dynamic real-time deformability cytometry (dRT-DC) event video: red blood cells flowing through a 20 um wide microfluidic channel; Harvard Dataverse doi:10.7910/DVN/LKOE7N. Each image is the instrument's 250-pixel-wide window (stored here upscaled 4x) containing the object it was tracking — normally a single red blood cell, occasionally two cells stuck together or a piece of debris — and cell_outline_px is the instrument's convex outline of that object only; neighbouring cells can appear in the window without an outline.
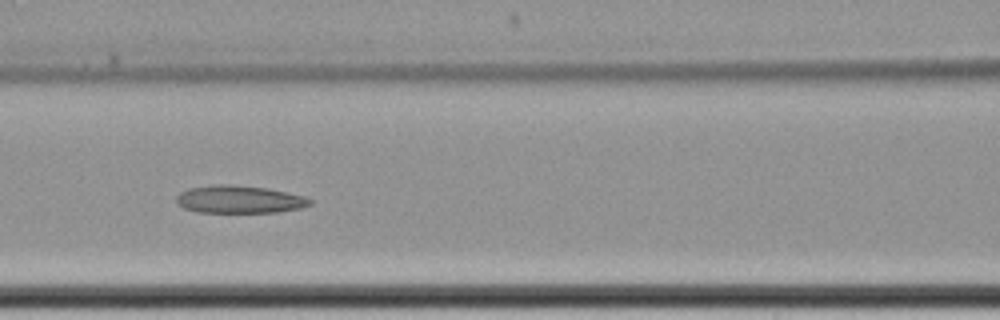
{"species": "common noctule bat (a hibernating species)", "species_latin": "Nyctalus noctula", "temperature_condition": "cold", "stored_images_in_passage": 9, "camera_frame_rate_fps": 3000, "um_per_image_px": 0.085, "animal": {"sex": "female", "body_mass_g": 22.7, "forearm_length_mm": 54.2}, "frame": {"image": 1, "passage_image": 8, "time_ms": 8.667, "image_size_px": [1000, 320], "cell_outline_px": [[312, 204], [300, 208], [276, 212], [196, 212], [184, 208], [176, 204], [176, 196], [180, 192], [188, 188], [212, 184], [232, 184], [268, 188], [288, 192], [304, 196], [312, 200]], "centroid_in_image_um": [20.31, 16.93], "position_along_channel_um": 146.3, "area_um2": 21.79}}
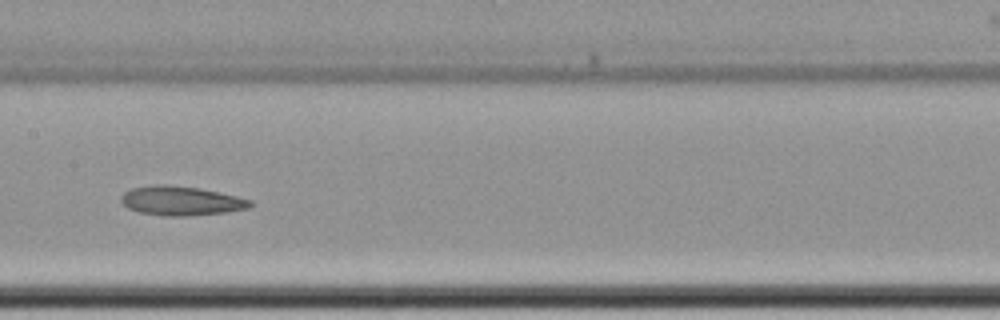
{"frame": {"image": 2, "passage_image": 9, "time_ms": 10.0, "image_size_px": [1000, 320], "cell_outline_px": [[252, 204], [248, 208], [228, 212], [184, 216], [168, 216], [140, 212], [128, 208], [120, 200], [120, 196], [124, 192], [132, 188], [152, 184], [168, 184], [200, 188], [236, 196], [252, 200]], "centroid_in_image_um": [15.37, 17.06], "position_along_channel_um": 192.0, "area_um2": 22.02}}